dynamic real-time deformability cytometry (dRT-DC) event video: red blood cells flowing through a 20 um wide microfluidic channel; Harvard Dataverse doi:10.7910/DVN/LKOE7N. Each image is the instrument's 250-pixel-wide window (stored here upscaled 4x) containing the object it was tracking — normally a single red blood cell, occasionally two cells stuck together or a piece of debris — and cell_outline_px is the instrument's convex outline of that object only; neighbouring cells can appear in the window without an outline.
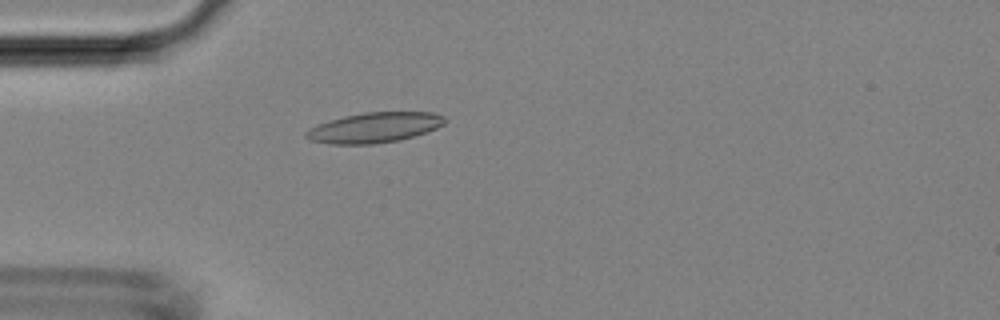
{"species": "Egyptian fruit bat (a non-hibernating species)", "species_latin": "Rousettus aegyptiacus", "temperature_condition": "room temperature", "stored_images_in_passage": 46, "camera_frame_rate_fps": 3000, "um_per_image_px": 0.085, "animal": {"sex": "female"}, "frame": {"image": 1, "passage_image": 13, "time_ms": 4.0, "image_size_px": [1000, 320], "cell_outline_px": [[448, 120], [444, 124], [436, 128], [400, 140], [376, 144], [328, 144], [308, 140], [304, 136], [304, 132], [308, 128], [316, 124], [344, 116], [364, 112], [432, 112], [444, 116]], "centroid_in_image_um": [31.77, 10.84], "position_along_channel_um": 53.2, "area_um2": 24.62}}
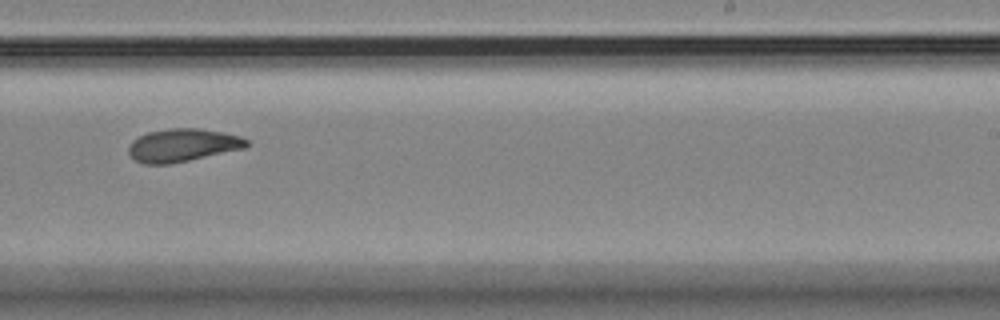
{"frame": {"image": 2, "passage_image": 29, "time_ms": 9.333, "image_size_px": [1000, 320], "cell_outline_px": [[248, 144], [244, 148], [172, 164], [144, 164], [132, 160], [128, 152], [128, 148], [132, 140], [148, 132], [172, 128], [196, 128], [224, 132], [240, 136], [248, 140]], "centroid_in_image_um": [15.49, 12.35], "position_along_channel_um": 273.5, "area_um2": 22.72}}
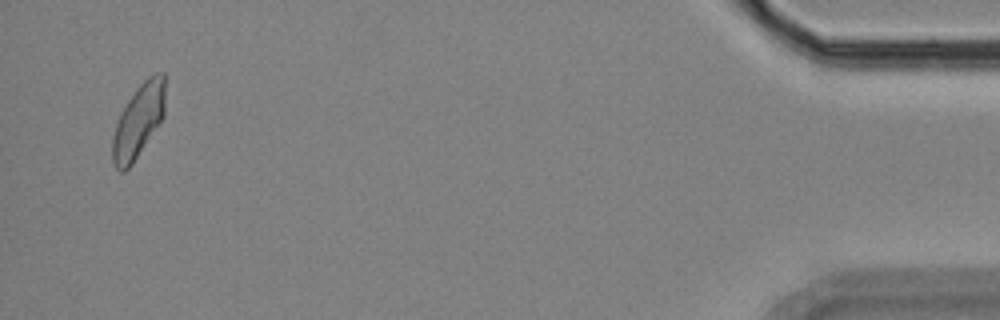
{"frame": {"image": 3, "passage_image": 45, "time_ms": 14.667, "image_size_px": [1000, 320], "cell_outline_px": [[164, 116], [132, 164], [124, 172], [120, 172], [112, 164], [112, 136], [120, 112], [136, 88], [148, 76], [156, 72], [164, 72]], "centroid_in_image_um": [11.74, 10.28], "position_along_channel_um": 423.5, "area_um2": 22.48}}